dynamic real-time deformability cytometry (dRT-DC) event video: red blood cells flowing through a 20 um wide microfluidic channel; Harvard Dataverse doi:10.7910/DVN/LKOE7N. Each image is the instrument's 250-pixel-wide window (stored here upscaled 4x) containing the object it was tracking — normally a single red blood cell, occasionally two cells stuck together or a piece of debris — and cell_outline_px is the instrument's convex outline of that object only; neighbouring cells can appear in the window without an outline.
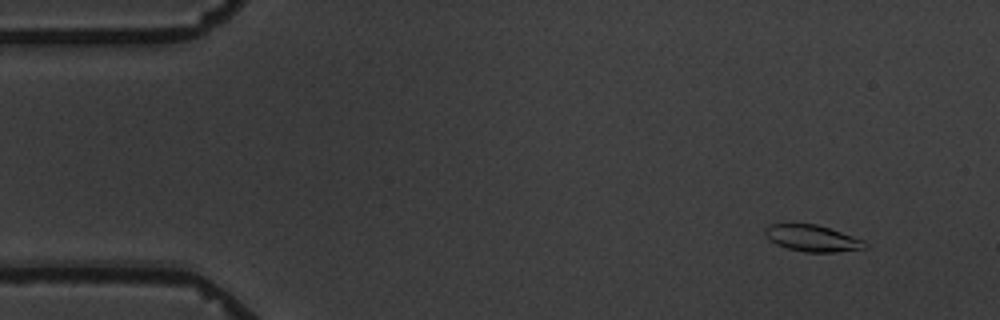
{"species": "common noctule bat (a hibernating species)", "species_latin": "Nyctalus noctula", "temperature_condition": "warm", "stored_images_in_passage": 7, "camera_frame_rate_fps": 3000, "um_per_image_px": 0.085, "animal": {"sex": "male", "body_mass_g": 19.5, "forearm_length_mm": 54.6}, "frame": {"image": 1, "passage_image": 1, "time_ms": 0.0, "image_size_px": [1000, 320], "cell_outline_px": [[868, 248], [836, 252], [804, 252], [788, 248], [776, 244], [764, 232], [764, 228], [768, 224], [816, 224], [864, 240], [868, 244]], "centroid_in_image_um": [69.08, 20.26], "position_along_channel_um": 15.9, "area_um2": 15.26}}
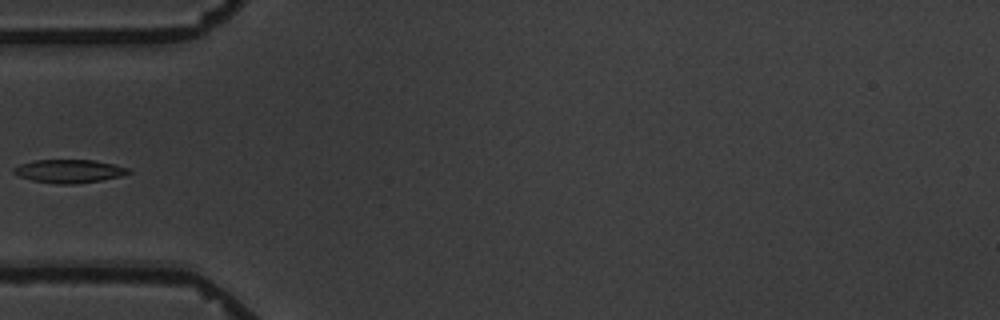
{"frame": {"image": 2, "passage_image": 4, "time_ms": 4.667, "image_size_px": [1000, 320], "cell_outline_px": [[132, 172], [120, 176], [100, 180], [76, 184], [56, 184], [32, 180], [20, 176], [12, 172], [12, 168], [20, 164], [36, 160], [92, 160], [112, 164], [128, 168]], "centroid_in_image_um": [5.84, 14.55], "position_along_channel_um": 79.2, "area_um2": 15.43}}
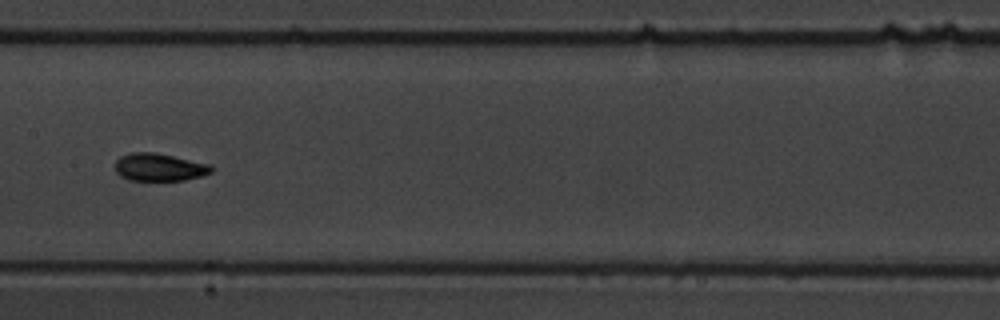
{"frame": {"image": 3, "passage_image": 7, "time_ms": 8.0, "image_size_px": [1000, 320], "cell_outline_px": [[216, 168], [212, 172], [200, 176], [184, 180], [128, 180], [120, 176], [116, 172], [116, 160], [120, 156], [132, 152], [152, 152], [212, 164]], "centroid_in_image_um": [13.56, 14.21], "position_along_channel_um": 193.8, "area_um2": 15.55}}